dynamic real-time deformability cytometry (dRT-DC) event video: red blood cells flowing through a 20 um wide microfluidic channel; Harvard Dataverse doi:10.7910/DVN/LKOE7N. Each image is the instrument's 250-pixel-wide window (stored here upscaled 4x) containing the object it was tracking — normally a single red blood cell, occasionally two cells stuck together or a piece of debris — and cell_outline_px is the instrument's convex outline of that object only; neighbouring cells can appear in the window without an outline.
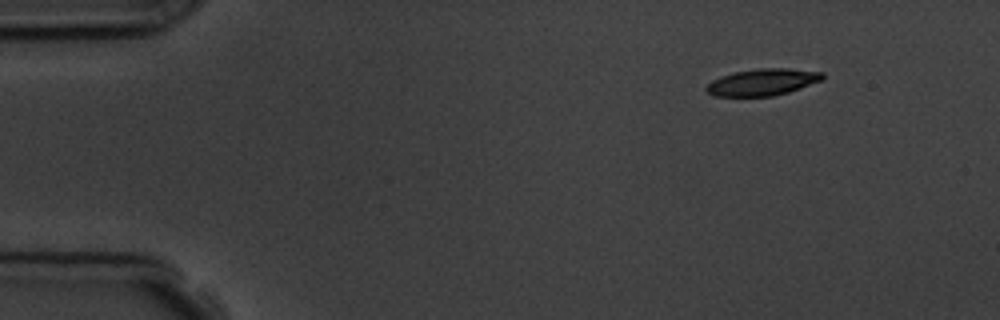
{"species": "common noctule bat (a hibernating species)", "species_latin": "Nyctalus noctula", "temperature_condition": "room temperature", "stored_images_in_passage": 14, "camera_frame_rate_fps": 3000, "um_per_image_px": 0.085, "animal": {"sex": "male", "body_mass_g": 19.5, "forearm_length_mm": 54.6}, "frame": {"image": 1, "passage_image": 1, "time_ms": 0.0, "image_size_px": [1000, 320], "cell_outline_px": [[824, 80], [788, 92], [772, 96], [712, 96], [704, 88], [712, 80], [720, 76], [732, 72], [760, 68], [788, 68], [824, 72]], "centroid_in_image_um": [64.82, 6.97], "position_along_channel_um": 20.2, "area_um2": 18.26}}
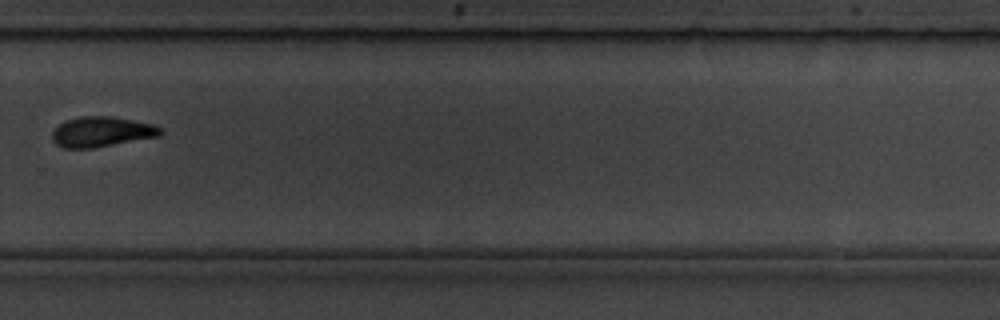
{"frame": {"image": 2, "passage_image": 10, "time_ms": 10.333, "image_size_px": [1000, 320], "cell_outline_px": [[164, 132], [160, 136], [92, 148], [64, 148], [56, 144], [52, 140], [52, 132], [64, 120], [80, 116], [112, 116], [156, 124]], "centroid_in_image_um": [8.65, 11.19], "position_along_channel_um": 321.1, "area_um2": 19.19}, "authors_computed_cell_mechanics": {"area_um2": 19.1318, "velocity_mm_per_s": 3.7838, "shape_relaxation_time_tau1_ms": 2.3366, "shape_relaxation_time_tau2_ms": null, "deformation_change_tau1": 0.1151, "deformation_change_tau2": null}}